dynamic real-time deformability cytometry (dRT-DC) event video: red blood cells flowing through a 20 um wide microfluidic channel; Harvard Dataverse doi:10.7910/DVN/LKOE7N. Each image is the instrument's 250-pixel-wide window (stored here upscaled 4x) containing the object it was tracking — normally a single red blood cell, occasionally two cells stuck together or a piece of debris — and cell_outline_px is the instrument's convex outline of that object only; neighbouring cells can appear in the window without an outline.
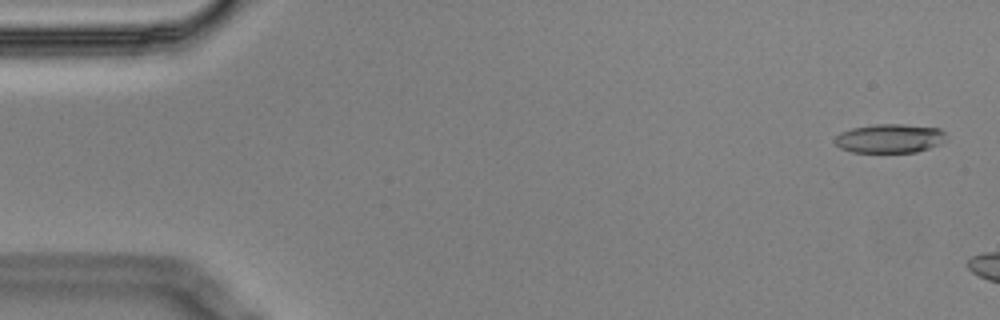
{"species": "Egyptian fruit bat (a non-hibernating species)", "species_latin": "Rousettus aegyptiacus", "temperature_condition": "cold", "stored_images_in_passage": 3, "camera_frame_rate_fps": 3000, "um_per_image_px": 0.085, "animal": {"sex": "male"}, "frame": {"image": 1, "passage_image": 1, "time_ms": 0.0, "image_size_px": [1000, 320], "cell_outline_px": [[944, 140], [940, 144], [916, 152], [852, 152], [840, 148], [832, 140], [840, 132], [852, 128], [872, 124], [904, 124], [940, 128], [944, 132]], "centroid_in_image_um": [75.58, 11.76], "position_along_channel_um": 9.4, "area_um2": 18.84}}